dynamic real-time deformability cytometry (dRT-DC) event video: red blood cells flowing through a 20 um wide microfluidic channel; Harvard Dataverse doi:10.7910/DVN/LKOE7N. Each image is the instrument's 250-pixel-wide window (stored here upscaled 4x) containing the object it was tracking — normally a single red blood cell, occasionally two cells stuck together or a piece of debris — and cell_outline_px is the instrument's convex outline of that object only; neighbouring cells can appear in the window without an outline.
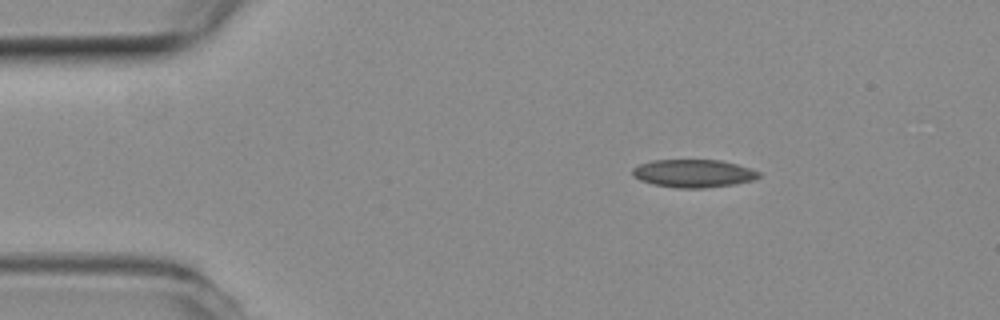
{"species": "common noctule bat (a hibernating species)", "species_latin": "Nyctalus noctula", "temperature_condition": "room temperature", "stored_images_in_passage": 3, "camera_frame_rate_fps": 3000, "um_per_image_px": 0.085, "animal": {"sex": "female", "body_mass_g": 19.3, "forearm_length_mm": 54.1}, "frame": {"image": 1, "passage_image": 1, "time_ms": 0.0, "image_size_px": [1000, 320], "cell_outline_px": [[760, 176], [752, 180], [732, 184], [704, 188], [676, 188], [652, 184], [640, 180], [632, 176], [632, 168], [640, 164], [652, 160], [720, 160], [736, 164], [760, 172]], "centroid_in_image_um": [58.89, 14.74], "position_along_channel_um": 26.1, "area_um2": 20.46}}
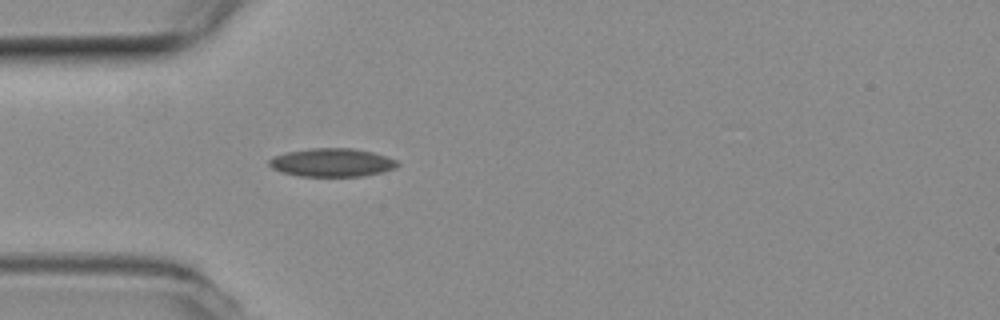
{"frame": {"image": 2, "passage_image": 3, "time_ms": 0.667, "image_size_px": [1000, 320], "cell_outline_px": [[400, 164], [396, 168], [384, 172], [364, 176], [300, 176], [280, 172], [272, 168], [268, 164], [268, 160], [272, 156], [288, 152], [312, 148], [352, 148], [372, 152], [396, 160]], "centroid_in_image_um": [28.21, 13.82], "position_along_channel_um": 56.8, "area_um2": 21.27}}